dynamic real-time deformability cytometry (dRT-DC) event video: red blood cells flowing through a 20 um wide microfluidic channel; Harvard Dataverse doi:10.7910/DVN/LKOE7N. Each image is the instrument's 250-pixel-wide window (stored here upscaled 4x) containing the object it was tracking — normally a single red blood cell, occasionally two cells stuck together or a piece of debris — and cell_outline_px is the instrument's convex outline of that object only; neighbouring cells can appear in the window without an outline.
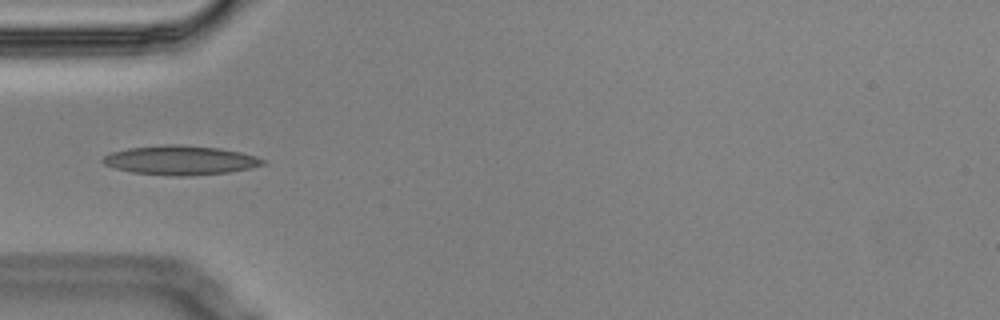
{"species": "Egyptian fruit bat (a non-hibernating species)", "species_latin": "Rousettus aegyptiacus", "temperature_condition": "cold", "stored_images_in_passage": 13, "camera_frame_rate_fps": 3000, "um_per_image_px": 0.085, "animal": {"sex": "male"}, "frame": {"image": 1, "passage_image": 3, "time_ms": 0.667, "image_size_px": [1000, 320], "cell_outline_px": [[268, 160], [264, 164], [252, 168], [228, 172], [188, 176], [172, 176], [132, 172], [116, 168], [104, 164], [100, 160], [104, 156], [112, 152], [128, 148], [168, 144], [180, 144], [220, 148], [240, 152], [256, 156]], "centroid_in_image_um": [15.36, 13.62], "position_along_channel_um": 69.6, "area_um2": 27.34}}
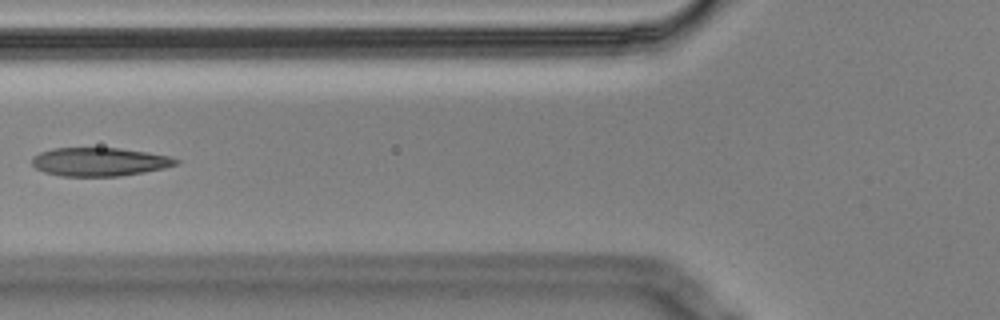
{"frame": {"image": 2, "passage_image": 4, "time_ms": 1.0, "image_size_px": [1000, 320], "cell_outline_px": [[180, 160], [176, 164], [164, 168], [144, 172], [120, 176], [60, 176], [44, 172], [36, 168], [32, 164], [32, 156], [40, 152], [52, 148], [120, 148], [148, 152], [168, 156]], "centroid_in_image_um": [8.43, 13.75], "position_along_channel_um": 117.4, "area_um2": 23.93}}
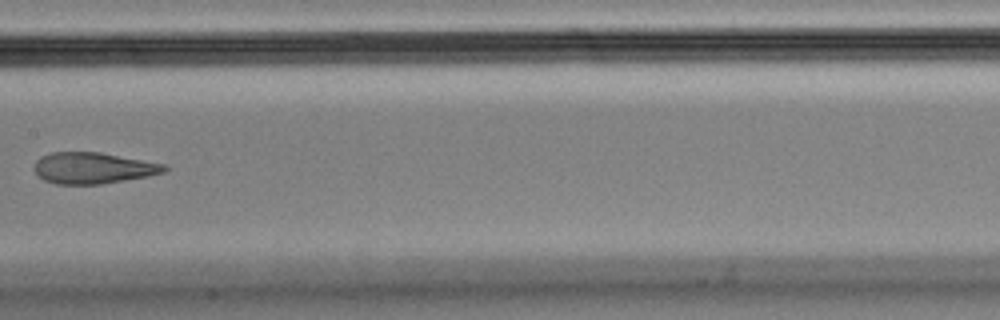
{"frame": {"image": 3, "passage_image": 6, "time_ms": 1.667, "image_size_px": [1000, 320], "cell_outline_px": [[168, 168], [164, 172], [148, 176], [100, 184], [56, 184], [44, 180], [36, 176], [32, 168], [36, 160], [40, 156], [52, 152], [100, 152], [164, 164]], "centroid_in_image_um": [7.84, 14.28], "position_along_channel_um": 199.6, "area_um2": 23.76}}